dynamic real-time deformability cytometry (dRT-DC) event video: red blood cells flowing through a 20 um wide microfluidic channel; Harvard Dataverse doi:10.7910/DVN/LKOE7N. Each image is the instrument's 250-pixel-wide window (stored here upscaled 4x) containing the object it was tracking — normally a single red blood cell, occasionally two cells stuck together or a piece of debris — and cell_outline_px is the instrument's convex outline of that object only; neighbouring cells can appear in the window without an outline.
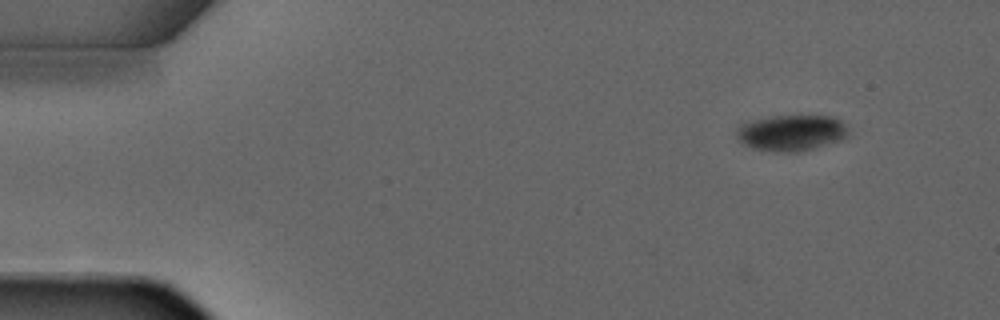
{"species": "common noctule bat (a hibernating species)", "species_latin": "Nyctalus noctula", "temperature_condition": "warm", "stored_images_in_passage": 2, "camera_frame_rate_fps": 3000, "um_per_image_px": 0.085, "animal": {"sex": "male", "forearm_length_mm": 52.5}, "frame": {"image": 1, "passage_image": 2, "time_ms": 1.0, "image_size_px": [1000, 320], "cell_outline_px": [[852, 136], [844, 140], [800, 152], [776, 152], [752, 148], [744, 144], [736, 136], [736, 128], [740, 124], [752, 120], [772, 116], [832, 116], [840, 120], [848, 128]], "centroid_in_image_um": [67.32, 11.3], "position_along_channel_um": 17.7, "area_um2": 23.93}}